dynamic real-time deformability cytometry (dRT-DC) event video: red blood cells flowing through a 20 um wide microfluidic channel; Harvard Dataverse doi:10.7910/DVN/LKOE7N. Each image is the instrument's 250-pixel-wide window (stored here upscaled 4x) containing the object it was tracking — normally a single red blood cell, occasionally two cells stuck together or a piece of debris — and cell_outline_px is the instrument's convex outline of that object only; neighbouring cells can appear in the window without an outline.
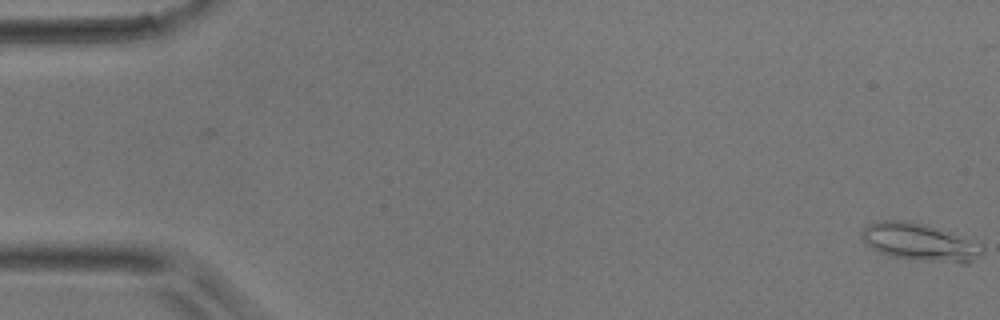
{"species": "common noctule bat (a hibernating species)", "species_latin": "Nyctalus noctula", "temperature_condition": "room temperature", "stored_images_in_passage": 11, "camera_frame_rate_fps": 3000, "um_per_image_px": 0.085, "animal": {"sex": "male", "body_mass_g": 17.9}, "frame": {"image": 1, "passage_image": 1, "time_ms": 0.0, "image_size_px": [1000, 320], "cell_outline_px": [[984, 252], [980, 256], [968, 264], [960, 264], [916, 260], [892, 256], [880, 252], [872, 248], [860, 236], [860, 232], [868, 224], [880, 220], [904, 220], [928, 224], [984, 248]], "centroid_in_image_um": [78.13, 20.6], "position_along_channel_um": 6.9, "area_um2": 26.07}}